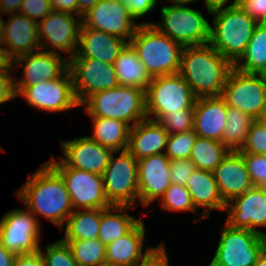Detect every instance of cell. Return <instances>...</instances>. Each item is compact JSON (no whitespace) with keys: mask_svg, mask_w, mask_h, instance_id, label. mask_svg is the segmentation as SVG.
Wrapping results in <instances>:
<instances>
[{"mask_svg":"<svg viewBox=\"0 0 266 266\" xmlns=\"http://www.w3.org/2000/svg\"><path fill=\"white\" fill-rule=\"evenodd\" d=\"M20 191V192H19ZM18 197L33 214H40L63 229L73 205L61 175L47 162L20 188Z\"/></svg>","mask_w":266,"mask_h":266,"instance_id":"6da1fadb","label":"cell"},{"mask_svg":"<svg viewBox=\"0 0 266 266\" xmlns=\"http://www.w3.org/2000/svg\"><path fill=\"white\" fill-rule=\"evenodd\" d=\"M233 64L210 44L184 46L179 74L199 97L221 96Z\"/></svg>","mask_w":266,"mask_h":266,"instance_id":"7a4b0ae2","label":"cell"},{"mask_svg":"<svg viewBox=\"0 0 266 266\" xmlns=\"http://www.w3.org/2000/svg\"><path fill=\"white\" fill-rule=\"evenodd\" d=\"M214 17L209 28V42L223 57L234 64L244 53L258 22L238 4L211 9Z\"/></svg>","mask_w":266,"mask_h":266,"instance_id":"3957f363","label":"cell"},{"mask_svg":"<svg viewBox=\"0 0 266 266\" xmlns=\"http://www.w3.org/2000/svg\"><path fill=\"white\" fill-rule=\"evenodd\" d=\"M151 78L179 73L183 46L152 24H139L129 42Z\"/></svg>","mask_w":266,"mask_h":266,"instance_id":"277c9868","label":"cell"},{"mask_svg":"<svg viewBox=\"0 0 266 266\" xmlns=\"http://www.w3.org/2000/svg\"><path fill=\"white\" fill-rule=\"evenodd\" d=\"M81 105L91 117L118 119L136 125L147 117L145 90L132 86H118L90 95Z\"/></svg>","mask_w":266,"mask_h":266,"instance_id":"5b68a950","label":"cell"},{"mask_svg":"<svg viewBox=\"0 0 266 266\" xmlns=\"http://www.w3.org/2000/svg\"><path fill=\"white\" fill-rule=\"evenodd\" d=\"M147 117L159 121L165 114L194 107L197 97L179 74L154 77L145 90Z\"/></svg>","mask_w":266,"mask_h":266,"instance_id":"8992f818","label":"cell"},{"mask_svg":"<svg viewBox=\"0 0 266 266\" xmlns=\"http://www.w3.org/2000/svg\"><path fill=\"white\" fill-rule=\"evenodd\" d=\"M266 247V236L231 227L225 223L215 255L209 266H255Z\"/></svg>","mask_w":266,"mask_h":266,"instance_id":"52a82bcc","label":"cell"},{"mask_svg":"<svg viewBox=\"0 0 266 266\" xmlns=\"http://www.w3.org/2000/svg\"><path fill=\"white\" fill-rule=\"evenodd\" d=\"M162 23L152 24L164 35L184 46L203 45L209 42L210 24L198 10L173 4L161 8Z\"/></svg>","mask_w":266,"mask_h":266,"instance_id":"ba28073f","label":"cell"},{"mask_svg":"<svg viewBox=\"0 0 266 266\" xmlns=\"http://www.w3.org/2000/svg\"><path fill=\"white\" fill-rule=\"evenodd\" d=\"M221 97L228 107L241 110L255 120L266 107V74L229 72Z\"/></svg>","mask_w":266,"mask_h":266,"instance_id":"9c48e42d","label":"cell"},{"mask_svg":"<svg viewBox=\"0 0 266 266\" xmlns=\"http://www.w3.org/2000/svg\"><path fill=\"white\" fill-rule=\"evenodd\" d=\"M102 176L108 202L112 206L133 207L138 197V160L127 149L116 159L111 154Z\"/></svg>","mask_w":266,"mask_h":266,"instance_id":"30bf717a","label":"cell"},{"mask_svg":"<svg viewBox=\"0 0 266 266\" xmlns=\"http://www.w3.org/2000/svg\"><path fill=\"white\" fill-rule=\"evenodd\" d=\"M64 180L73 208L106 209L112 206L105 195L103 176L68 167L61 159L48 162Z\"/></svg>","mask_w":266,"mask_h":266,"instance_id":"8fae6325","label":"cell"},{"mask_svg":"<svg viewBox=\"0 0 266 266\" xmlns=\"http://www.w3.org/2000/svg\"><path fill=\"white\" fill-rule=\"evenodd\" d=\"M68 60L73 90L80 105L94 93L119 86L114 64L88 57H71Z\"/></svg>","mask_w":266,"mask_h":266,"instance_id":"7c38bea8","label":"cell"},{"mask_svg":"<svg viewBox=\"0 0 266 266\" xmlns=\"http://www.w3.org/2000/svg\"><path fill=\"white\" fill-rule=\"evenodd\" d=\"M39 225L29 210H12L0 220V244L16 255L38 252Z\"/></svg>","mask_w":266,"mask_h":266,"instance_id":"4fadbf2b","label":"cell"},{"mask_svg":"<svg viewBox=\"0 0 266 266\" xmlns=\"http://www.w3.org/2000/svg\"><path fill=\"white\" fill-rule=\"evenodd\" d=\"M18 96L24 97L29 105L49 112L80 106L73 90L69 69L60 78L50 81L41 80L26 87Z\"/></svg>","mask_w":266,"mask_h":266,"instance_id":"5bb4252c","label":"cell"},{"mask_svg":"<svg viewBox=\"0 0 266 266\" xmlns=\"http://www.w3.org/2000/svg\"><path fill=\"white\" fill-rule=\"evenodd\" d=\"M130 16L128 8L120 0H100L82 17V25L112 34L128 43L139 24Z\"/></svg>","mask_w":266,"mask_h":266,"instance_id":"9a60e30c","label":"cell"},{"mask_svg":"<svg viewBox=\"0 0 266 266\" xmlns=\"http://www.w3.org/2000/svg\"><path fill=\"white\" fill-rule=\"evenodd\" d=\"M24 61V78L14 81L15 94L18 96L26 87L39 81H50L60 78L69 69L68 58L62 60L55 50L36 51L14 59L15 65Z\"/></svg>","mask_w":266,"mask_h":266,"instance_id":"2e32d148","label":"cell"},{"mask_svg":"<svg viewBox=\"0 0 266 266\" xmlns=\"http://www.w3.org/2000/svg\"><path fill=\"white\" fill-rule=\"evenodd\" d=\"M82 19L75 20L73 14L52 11L46 18L38 21V37L41 49L49 47L41 41L45 38L52 48L59 49L67 54L70 59L76 52L79 44ZM76 49V50H75Z\"/></svg>","mask_w":266,"mask_h":266,"instance_id":"e0dca14e","label":"cell"},{"mask_svg":"<svg viewBox=\"0 0 266 266\" xmlns=\"http://www.w3.org/2000/svg\"><path fill=\"white\" fill-rule=\"evenodd\" d=\"M227 208H230L229 210ZM229 215L226 223L231 227L252 230L266 236L255 229V226L266 227V191L254 186L226 204Z\"/></svg>","mask_w":266,"mask_h":266,"instance_id":"ac0fdd59","label":"cell"},{"mask_svg":"<svg viewBox=\"0 0 266 266\" xmlns=\"http://www.w3.org/2000/svg\"><path fill=\"white\" fill-rule=\"evenodd\" d=\"M61 149L66 158H61V160L68 167L99 175L105 171L111 154L116 153V151L95 142L89 136L66 141L62 144Z\"/></svg>","mask_w":266,"mask_h":266,"instance_id":"d6986e66","label":"cell"},{"mask_svg":"<svg viewBox=\"0 0 266 266\" xmlns=\"http://www.w3.org/2000/svg\"><path fill=\"white\" fill-rule=\"evenodd\" d=\"M170 161L165 153L138 160V198L144 206L162 197L171 185Z\"/></svg>","mask_w":266,"mask_h":266,"instance_id":"ffe728a7","label":"cell"},{"mask_svg":"<svg viewBox=\"0 0 266 266\" xmlns=\"http://www.w3.org/2000/svg\"><path fill=\"white\" fill-rule=\"evenodd\" d=\"M213 173L226 204L254 187L246 163L238 151H230Z\"/></svg>","mask_w":266,"mask_h":266,"instance_id":"44dd1931","label":"cell"},{"mask_svg":"<svg viewBox=\"0 0 266 266\" xmlns=\"http://www.w3.org/2000/svg\"><path fill=\"white\" fill-rule=\"evenodd\" d=\"M228 106L221 96L199 97L194 104L193 130L197 136L222 140Z\"/></svg>","mask_w":266,"mask_h":266,"instance_id":"7402d4cb","label":"cell"},{"mask_svg":"<svg viewBox=\"0 0 266 266\" xmlns=\"http://www.w3.org/2000/svg\"><path fill=\"white\" fill-rule=\"evenodd\" d=\"M127 43L121 37L82 25L78 44L80 48L72 57H88L113 64Z\"/></svg>","mask_w":266,"mask_h":266,"instance_id":"603a6c76","label":"cell"},{"mask_svg":"<svg viewBox=\"0 0 266 266\" xmlns=\"http://www.w3.org/2000/svg\"><path fill=\"white\" fill-rule=\"evenodd\" d=\"M2 44L15 59L21 55L40 49L38 37V22L20 13H13L5 23V33Z\"/></svg>","mask_w":266,"mask_h":266,"instance_id":"cb8c5ba5","label":"cell"},{"mask_svg":"<svg viewBox=\"0 0 266 266\" xmlns=\"http://www.w3.org/2000/svg\"><path fill=\"white\" fill-rule=\"evenodd\" d=\"M168 133L155 119L146 118L131 126L127 150L139 160L163 153L167 145Z\"/></svg>","mask_w":266,"mask_h":266,"instance_id":"d4e9b609","label":"cell"},{"mask_svg":"<svg viewBox=\"0 0 266 266\" xmlns=\"http://www.w3.org/2000/svg\"><path fill=\"white\" fill-rule=\"evenodd\" d=\"M144 234V224L140 221L128 234L108 243L105 253L106 263L116 266H136L154 249L149 247L144 254L142 253Z\"/></svg>","mask_w":266,"mask_h":266,"instance_id":"484cf974","label":"cell"},{"mask_svg":"<svg viewBox=\"0 0 266 266\" xmlns=\"http://www.w3.org/2000/svg\"><path fill=\"white\" fill-rule=\"evenodd\" d=\"M185 187L190 193L195 208L205 207L207 210H226V203L223 201L218 184L213 172L196 169L187 180Z\"/></svg>","mask_w":266,"mask_h":266,"instance_id":"4316f807","label":"cell"},{"mask_svg":"<svg viewBox=\"0 0 266 266\" xmlns=\"http://www.w3.org/2000/svg\"><path fill=\"white\" fill-rule=\"evenodd\" d=\"M113 64L119 86H132L143 90L147 89L152 78L130 43L125 45Z\"/></svg>","mask_w":266,"mask_h":266,"instance_id":"83f0119b","label":"cell"},{"mask_svg":"<svg viewBox=\"0 0 266 266\" xmlns=\"http://www.w3.org/2000/svg\"><path fill=\"white\" fill-rule=\"evenodd\" d=\"M93 136L90 138L113 151L128 148L131 126L118 119L92 117Z\"/></svg>","mask_w":266,"mask_h":266,"instance_id":"f1b7e54d","label":"cell"},{"mask_svg":"<svg viewBox=\"0 0 266 266\" xmlns=\"http://www.w3.org/2000/svg\"><path fill=\"white\" fill-rule=\"evenodd\" d=\"M131 206H110L101 209V224L98 239L107 245L128 234L141 220L131 217L127 213L118 214ZM111 211L117 212L112 214Z\"/></svg>","mask_w":266,"mask_h":266,"instance_id":"f546056e","label":"cell"},{"mask_svg":"<svg viewBox=\"0 0 266 266\" xmlns=\"http://www.w3.org/2000/svg\"><path fill=\"white\" fill-rule=\"evenodd\" d=\"M242 59L244 63L240 64ZM233 67L244 73L266 74V22L256 25L247 48Z\"/></svg>","mask_w":266,"mask_h":266,"instance_id":"4dcf8cb0","label":"cell"},{"mask_svg":"<svg viewBox=\"0 0 266 266\" xmlns=\"http://www.w3.org/2000/svg\"><path fill=\"white\" fill-rule=\"evenodd\" d=\"M101 224V209L73 211L66 221L65 237L62 240L97 239Z\"/></svg>","mask_w":266,"mask_h":266,"instance_id":"1f68e13d","label":"cell"},{"mask_svg":"<svg viewBox=\"0 0 266 266\" xmlns=\"http://www.w3.org/2000/svg\"><path fill=\"white\" fill-rule=\"evenodd\" d=\"M226 117L221 143L229 151H240L255 119L233 107H228Z\"/></svg>","mask_w":266,"mask_h":266,"instance_id":"d6a6232c","label":"cell"},{"mask_svg":"<svg viewBox=\"0 0 266 266\" xmlns=\"http://www.w3.org/2000/svg\"><path fill=\"white\" fill-rule=\"evenodd\" d=\"M229 152L221 141L197 136L189 159L196 169L214 172Z\"/></svg>","mask_w":266,"mask_h":266,"instance_id":"836d02e7","label":"cell"},{"mask_svg":"<svg viewBox=\"0 0 266 266\" xmlns=\"http://www.w3.org/2000/svg\"><path fill=\"white\" fill-rule=\"evenodd\" d=\"M70 246L78 266H100L106 263V245L98 238L93 240H63Z\"/></svg>","mask_w":266,"mask_h":266,"instance_id":"e575fe53","label":"cell"},{"mask_svg":"<svg viewBox=\"0 0 266 266\" xmlns=\"http://www.w3.org/2000/svg\"><path fill=\"white\" fill-rule=\"evenodd\" d=\"M162 199L164 210L197 212L192 197L184 185L171 183Z\"/></svg>","mask_w":266,"mask_h":266,"instance_id":"d590c367","label":"cell"},{"mask_svg":"<svg viewBox=\"0 0 266 266\" xmlns=\"http://www.w3.org/2000/svg\"><path fill=\"white\" fill-rule=\"evenodd\" d=\"M196 138L194 130L168 135L165 154L170 160L190 158Z\"/></svg>","mask_w":266,"mask_h":266,"instance_id":"8d00e7d4","label":"cell"},{"mask_svg":"<svg viewBox=\"0 0 266 266\" xmlns=\"http://www.w3.org/2000/svg\"><path fill=\"white\" fill-rule=\"evenodd\" d=\"M168 135L193 130L194 107L165 114L159 121Z\"/></svg>","mask_w":266,"mask_h":266,"instance_id":"74e56055","label":"cell"},{"mask_svg":"<svg viewBox=\"0 0 266 266\" xmlns=\"http://www.w3.org/2000/svg\"><path fill=\"white\" fill-rule=\"evenodd\" d=\"M45 266H78L70 246L62 239L46 247V255L39 249Z\"/></svg>","mask_w":266,"mask_h":266,"instance_id":"f35d334b","label":"cell"},{"mask_svg":"<svg viewBox=\"0 0 266 266\" xmlns=\"http://www.w3.org/2000/svg\"><path fill=\"white\" fill-rule=\"evenodd\" d=\"M239 153H252V154H265L266 152V125L261 124L258 120H255L247 139L243 144Z\"/></svg>","mask_w":266,"mask_h":266,"instance_id":"ab89813d","label":"cell"},{"mask_svg":"<svg viewBox=\"0 0 266 266\" xmlns=\"http://www.w3.org/2000/svg\"><path fill=\"white\" fill-rule=\"evenodd\" d=\"M246 163L254 186L259 187L266 181V156L264 154L240 153Z\"/></svg>","mask_w":266,"mask_h":266,"instance_id":"60d3db41","label":"cell"},{"mask_svg":"<svg viewBox=\"0 0 266 266\" xmlns=\"http://www.w3.org/2000/svg\"><path fill=\"white\" fill-rule=\"evenodd\" d=\"M196 170L195 164L188 159H176L170 161L171 183L186 185L187 180Z\"/></svg>","mask_w":266,"mask_h":266,"instance_id":"b9f144b4","label":"cell"},{"mask_svg":"<svg viewBox=\"0 0 266 266\" xmlns=\"http://www.w3.org/2000/svg\"><path fill=\"white\" fill-rule=\"evenodd\" d=\"M52 11L50 0H23L19 13L38 22V18L43 20Z\"/></svg>","mask_w":266,"mask_h":266,"instance_id":"7bdbcfd3","label":"cell"},{"mask_svg":"<svg viewBox=\"0 0 266 266\" xmlns=\"http://www.w3.org/2000/svg\"><path fill=\"white\" fill-rule=\"evenodd\" d=\"M237 4L258 23L266 22V0H237Z\"/></svg>","mask_w":266,"mask_h":266,"instance_id":"ee69618b","label":"cell"},{"mask_svg":"<svg viewBox=\"0 0 266 266\" xmlns=\"http://www.w3.org/2000/svg\"><path fill=\"white\" fill-rule=\"evenodd\" d=\"M128 8L130 16L138 19L149 13L158 3V0H120Z\"/></svg>","mask_w":266,"mask_h":266,"instance_id":"f6af8a7d","label":"cell"},{"mask_svg":"<svg viewBox=\"0 0 266 266\" xmlns=\"http://www.w3.org/2000/svg\"><path fill=\"white\" fill-rule=\"evenodd\" d=\"M136 266H169L168 255L163 244L155 247Z\"/></svg>","mask_w":266,"mask_h":266,"instance_id":"bcb514c9","label":"cell"},{"mask_svg":"<svg viewBox=\"0 0 266 266\" xmlns=\"http://www.w3.org/2000/svg\"><path fill=\"white\" fill-rule=\"evenodd\" d=\"M14 81L10 74H0V103L16 97Z\"/></svg>","mask_w":266,"mask_h":266,"instance_id":"7dc6e473","label":"cell"},{"mask_svg":"<svg viewBox=\"0 0 266 266\" xmlns=\"http://www.w3.org/2000/svg\"><path fill=\"white\" fill-rule=\"evenodd\" d=\"M13 266H45L40 251L17 255Z\"/></svg>","mask_w":266,"mask_h":266,"instance_id":"c3c4849f","label":"cell"},{"mask_svg":"<svg viewBox=\"0 0 266 266\" xmlns=\"http://www.w3.org/2000/svg\"><path fill=\"white\" fill-rule=\"evenodd\" d=\"M51 7L54 11L64 12L72 15H78V1L77 0H50Z\"/></svg>","mask_w":266,"mask_h":266,"instance_id":"681fc988","label":"cell"},{"mask_svg":"<svg viewBox=\"0 0 266 266\" xmlns=\"http://www.w3.org/2000/svg\"><path fill=\"white\" fill-rule=\"evenodd\" d=\"M13 65L14 58L9 51L4 47H0V74H9L10 70L13 69Z\"/></svg>","mask_w":266,"mask_h":266,"instance_id":"f907efd6","label":"cell"},{"mask_svg":"<svg viewBox=\"0 0 266 266\" xmlns=\"http://www.w3.org/2000/svg\"><path fill=\"white\" fill-rule=\"evenodd\" d=\"M23 0H0V13L15 14L20 12Z\"/></svg>","mask_w":266,"mask_h":266,"instance_id":"816d5d0a","label":"cell"},{"mask_svg":"<svg viewBox=\"0 0 266 266\" xmlns=\"http://www.w3.org/2000/svg\"><path fill=\"white\" fill-rule=\"evenodd\" d=\"M16 254L11 251L6 250L0 244V266H13Z\"/></svg>","mask_w":266,"mask_h":266,"instance_id":"f5cc1de1","label":"cell"},{"mask_svg":"<svg viewBox=\"0 0 266 266\" xmlns=\"http://www.w3.org/2000/svg\"><path fill=\"white\" fill-rule=\"evenodd\" d=\"M77 1H78V17L82 19L83 15L86 14L100 0H77Z\"/></svg>","mask_w":266,"mask_h":266,"instance_id":"db71d44e","label":"cell"},{"mask_svg":"<svg viewBox=\"0 0 266 266\" xmlns=\"http://www.w3.org/2000/svg\"><path fill=\"white\" fill-rule=\"evenodd\" d=\"M227 1L228 0H205V5L207 7L208 12L210 13L211 9L221 6L223 7ZM233 4H237V0H234Z\"/></svg>","mask_w":266,"mask_h":266,"instance_id":"11a10c76","label":"cell"},{"mask_svg":"<svg viewBox=\"0 0 266 266\" xmlns=\"http://www.w3.org/2000/svg\"><path fill=\"white\" fill-rule=\"evenodd\" d=\"M255 266H266V247L259 254Z\"/></svg>","mask_w":266,"mask_h":266,"instance_id":"9f6ffc18","label":"cell"},{"mask_svg":"<svg viewBox=\"0 0 266 266\" xmlns=\"http://www.w3.org/2000/svg\"><path fill=\"white\" fill-rule=\"evenodd\" d=\"M4 33H5V23L4 20L0 17V44H2V41L4 39Z\"/></svg>","mask_w":266,"mask_h":266,"instance_id":"6f0895ef","label":"cell"},{"mask_svg":"<svg viewBox=\"0 0 266 266\" xmlns=\"http://www.w3.org/2000/svg\"><path fill=\"white\" fill-rule=\"evenodd\" d=\"M261 124L266 125V107L262 110L261 115L257 119Z\"/></svg>","mask_w":266,"mask_h":266,"instance_id":"680465c9","label":"cell"},{"mask_svg":"<svg viewBox=\"0 0 266 266\" xmlns=\"http://www.w3.org/2000/svg\"><path fill=\"white\" fill-rule=\"evenodd\" d=\"M195 0H170L172 4H189Z\"/></svg>","mask_w":266,"mask_h":266,"instance_id":"91938a15","label":"cell"},{"mask_svg":"<svg viewBox=\"0 0 266 266\" xmlns=\"http://www.w3.org/2000/svg\"><path fill=\"white\" fill-rule=\"evenodd\" d=\"M259 187L266 191V181H264Z\"/></svg>","mask_w":266,"mask_h":266,"instance_id":"94428289","label":"cell"},{"mask_svg":"<svg viewBox=\"0 0 266 266\" xmlns=\"http://www.w3.org/2000/svg\"><path fill=\"white\" fill-rule=\"evenodd\" d=\"M100 266H116V265L104 263V264H102Z\"/></svg>","mask_w":266,"mask_h":266,"instance_id":"6125c7cd","label":"cell"}]
</instances>
